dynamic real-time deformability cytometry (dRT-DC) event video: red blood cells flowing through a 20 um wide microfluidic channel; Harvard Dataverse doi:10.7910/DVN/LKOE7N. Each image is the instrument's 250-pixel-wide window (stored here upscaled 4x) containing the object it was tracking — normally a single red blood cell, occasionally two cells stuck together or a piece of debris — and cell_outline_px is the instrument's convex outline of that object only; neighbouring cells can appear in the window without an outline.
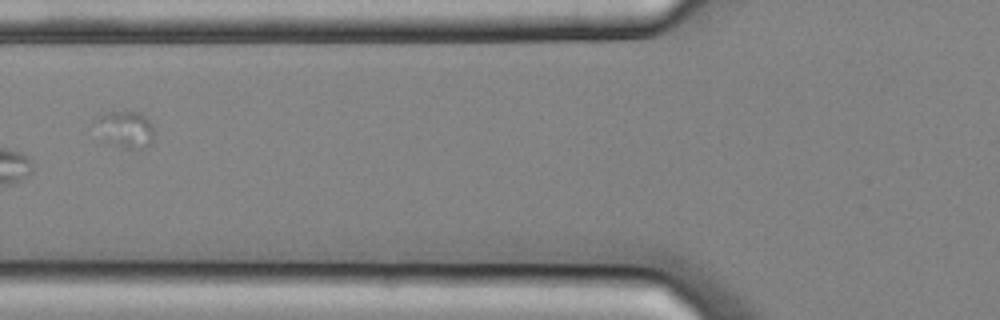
{"species": "common noctule bat (a hibernating species)", "species_latin": "Nyctalus noctula", "temperature_condition": "cold", "stored_images_in_passage": 8, "camera_frame_rate_fps": 3000, "um_per_image_px": 0.085, "animal": {"sex": "male", "body_mass_g": 20.4}, "frame": {"image": 1, "passage_image": 5, "time_ms": 1.333, "image_size_px": [1000, 320], "cell_outline_px": [[152, 144], [144, 148], [124, 148], [116, 144], [100, 120], [100, 116], [108, 112], [140, 112], [152, 124]], "centroid_in_image_um": [10.92, 10.97], "position_along_channel_um": 114.9, "area_um2": 10.81}}
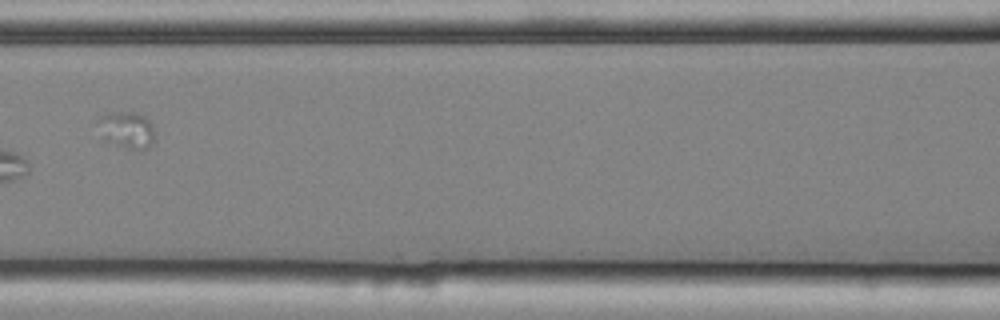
{"frame": {"image": 2, "passage_image": 6, "time_ms": 1.667, "image_size_px": [1000, 320], "cell_outline_px": [[152, 144], [148, 148], [128, 148], [104, 140], [100, 120], [100, 116], [120, 112], [132, 112], [144, 116], [148, 120], [152, 128]], "centroid_in_image_um": [10.8, 11.04], "position_along_channel_um": 155.8, "area_um2": 11.27}}